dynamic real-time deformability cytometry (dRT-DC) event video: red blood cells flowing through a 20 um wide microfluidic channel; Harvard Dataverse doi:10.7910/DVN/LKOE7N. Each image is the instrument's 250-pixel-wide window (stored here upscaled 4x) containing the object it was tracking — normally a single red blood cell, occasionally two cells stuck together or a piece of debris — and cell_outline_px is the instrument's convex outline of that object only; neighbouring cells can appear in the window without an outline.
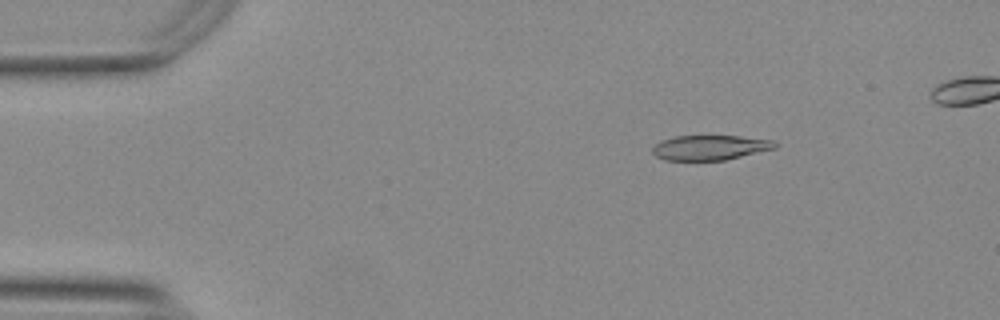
{"species": "Egyptian fruit bat (a non-hibernating species)", "species_latin": "Rousettus aegyptiacus", "temperature_condition": "warm", "stored_images_in_passage": 51, "camera_frame_rate_fps": 3000, "um_per_image_px": 0.085, "animal": {"sex": "female"}, "frame": {"image": 1, "passage_image": 8, "time_ms": 2.333, "image_size_px": [1000, 320], "cell_outline_px": [[776, 148], [724, 160], [664, 160], [656, 156], [652, 152], [652, 148], [656, 144], [664, 140], [676, 136], [740, 136], [772, 140], [776, 144]], "centroid_in_image_um": [60.34, 12.54], "position_along_channel_um": 24.7, "area_um2": 17.51}}
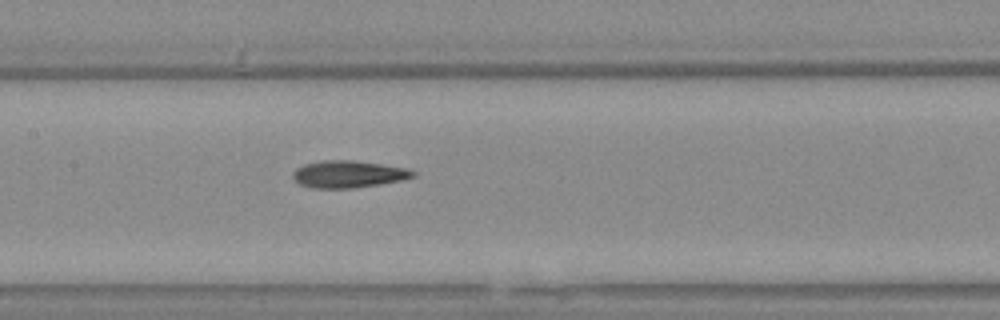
{"frame": {"image": 2, "passage_image": 26, "time_ms": 8.333, "image_size_px": [1000, 320], "cell_outline_px": [[416, 176], [400, 180], [380, 184], [352, 188], [312, 188], [300, 184], [292, 176], [292, 172], [296, 168], [304, 164], [320, 160], [356, 160], [408, 168], [416, 172]], "centroid_in_image_um": [29.61, 14.79], "position_along_channel_um": 177.8, "area_um2": 19.07}}
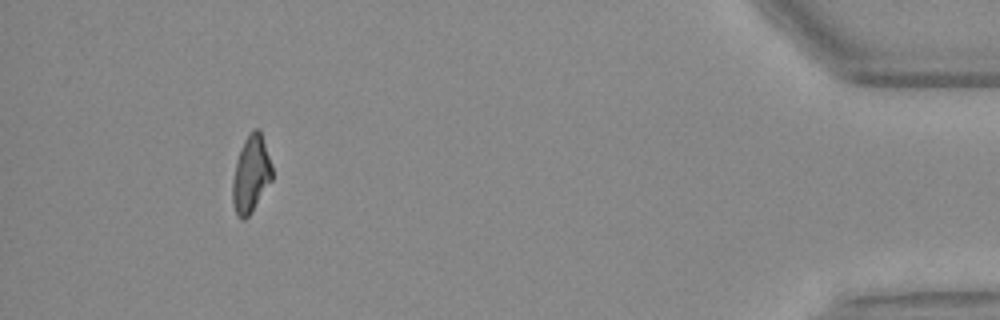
{"frame": {"image": 3, "passage_image": 50, "time_ms": 16.333, "image_size_px": [1000, 320], "cell_outline_px": [[272, 180], [252, 212], [244, 220], [240, 220], [236, 212], [232, 200], [232, 180], [236, 160], [240, 148], [244, 140], [252, 128], [260, 128], [272, 164]], "centroid_in_image_um": [21.33, 14.78], "position_along_channel_um": 413.9, "area_um2": 18.03}}